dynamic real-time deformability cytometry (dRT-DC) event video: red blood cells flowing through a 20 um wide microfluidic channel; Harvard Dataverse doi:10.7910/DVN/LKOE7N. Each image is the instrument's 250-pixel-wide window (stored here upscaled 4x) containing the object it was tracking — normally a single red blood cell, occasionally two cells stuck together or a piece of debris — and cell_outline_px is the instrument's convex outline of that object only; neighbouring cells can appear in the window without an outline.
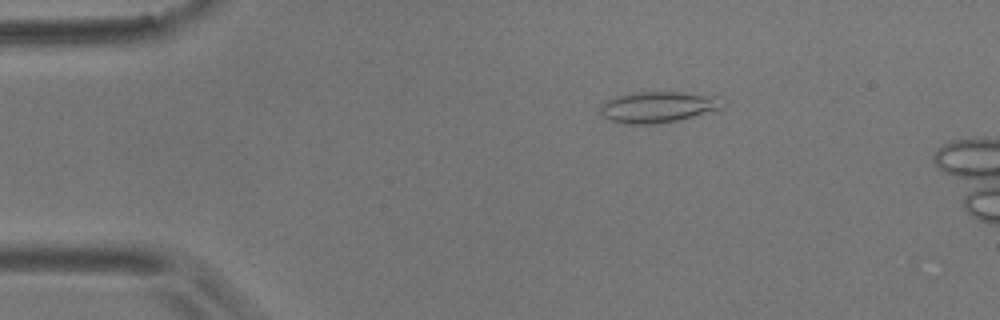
{"species": "common noctule bat (a hibernating species)", "species_latin": "Nyctalus noctula", "temperature_condition": "room temperature", "stored_images_in_passage": 3, "camera_frame_rate_fps": 3000, "um_per_image_px": 0.085, "animal": {"sex": "male", "body_mass_g": 17.9}, "frame": {"image": 1, "passage_image": 2, "time_ms": 0.333, "image_size_px": [1000, 320], "cell_outline_px": [[724, 108], [676, 120], [656, 124], [620, 124], [608, 120], [600, 112], [600, 104], [616, 96], [640, 92], [680, 92], [720, 96], [724, 104]], "centroid_in_image_um": [55.92, 9.1], "position_along_channel_um": 29.1, "area_um2": 22.2}}